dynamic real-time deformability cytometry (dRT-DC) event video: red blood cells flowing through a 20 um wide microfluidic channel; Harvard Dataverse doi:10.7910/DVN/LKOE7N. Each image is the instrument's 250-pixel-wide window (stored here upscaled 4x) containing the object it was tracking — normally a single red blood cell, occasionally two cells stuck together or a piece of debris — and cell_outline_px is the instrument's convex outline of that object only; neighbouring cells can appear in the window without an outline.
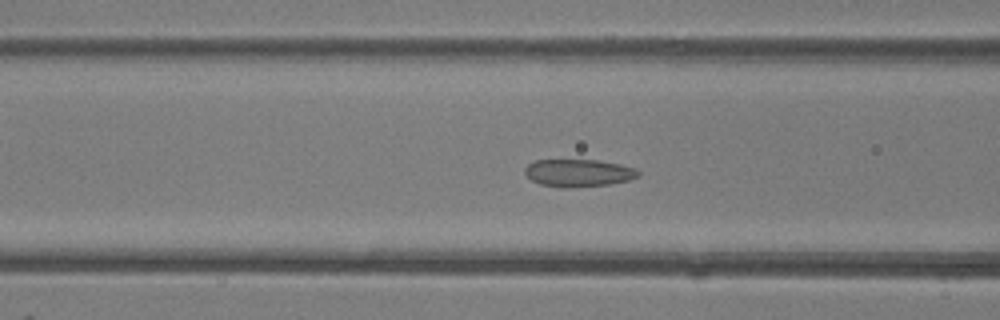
{"species": "common noctule bat (a hibernating species)", "species_latin": "Nyctalus noctula", "temperature_condition": "room temperature", "stored_images_in_passage": 46, "camera_frame_rate_fps": 3000, "um_per_image_px": 0.085, "animal": {"sex": "female"}, "frame": {"image": 1, "passage_image": 18, "time_ms": 5.667, "image_size_px": [1000, 320], "cell_outline_px": [[640, 176], [628, 180], [608, 184], [564, 188], [560, 188], [540, 184], [532, 180], [524, 172], [524, 168], [528, 164], [536, 160], [596, 160], [620, 164], [636, 168], [640, 172]], "centroid_in_image_um": [49.17, 14.7], "position_along_channel_um": 117.4, "area_um2": 18.15}}
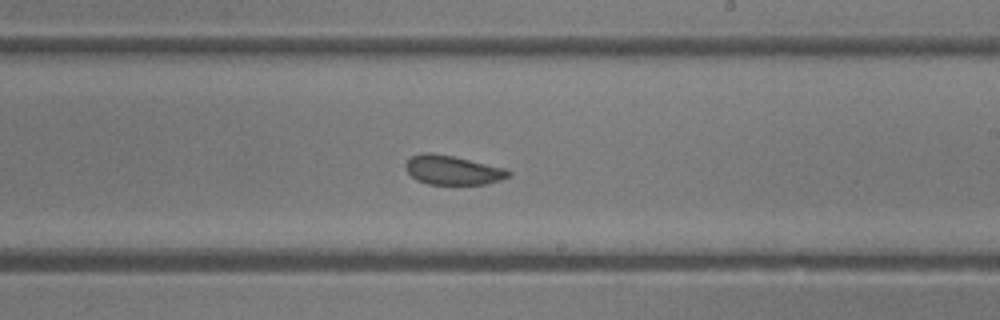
{"frame": {"image": 2, "passage_image": 27, "time_ms": 8.667, "image_size_px": [1000, 320], "cell_outline_px": [[512, 172], [508, 176], [500, 180], [488, 184], [428, 184], [416, 180], [404, 168], [404, 164], [412, 156], [428, 152], [432, 152], [452, 156], [504, 168]], "centroid_in_image_um": [38.45, 14.46], "position_along_channel_um": 250.6, "area_um2": 17.34}}
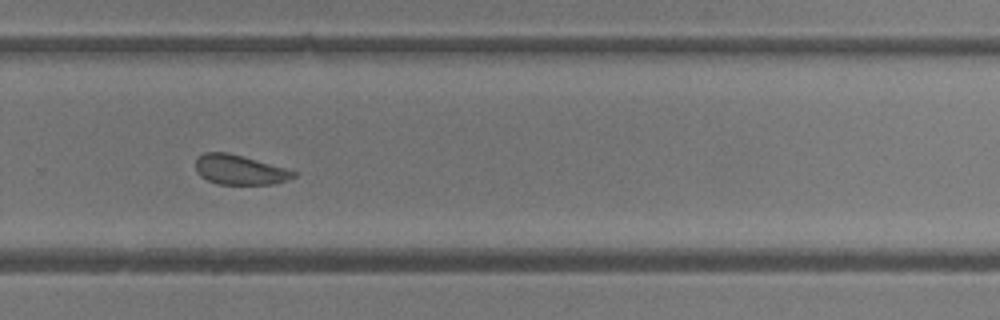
{"frame": {"image": 3, "passage_image": 31, "time_ms": 10.0, "image_size_px": [1000, 320], "cell_outline_px": [[296, 176], [288, 180], [272, 184], [216, 184], [200, 176], [196, 172], [196, 156], [204, 152], [228, 152], [288, 168], [296, 172]], "centroid_in_image_um": [20.36, 14.42], "position_along_channel_um": 309.4, "area_um2": 17.17}, "authors_computed_cell_mechanics": {"area_um2": 19.3341, "velocity_mm_per_s": 4.4408, "shape_relaxation_time_tau1_ms": 6.776, "shape_relaxation_time_tau2_ms": 1.0665, "deformation_change_tau1": 0.1103, "deformation_change_tau2": 0.0497}}